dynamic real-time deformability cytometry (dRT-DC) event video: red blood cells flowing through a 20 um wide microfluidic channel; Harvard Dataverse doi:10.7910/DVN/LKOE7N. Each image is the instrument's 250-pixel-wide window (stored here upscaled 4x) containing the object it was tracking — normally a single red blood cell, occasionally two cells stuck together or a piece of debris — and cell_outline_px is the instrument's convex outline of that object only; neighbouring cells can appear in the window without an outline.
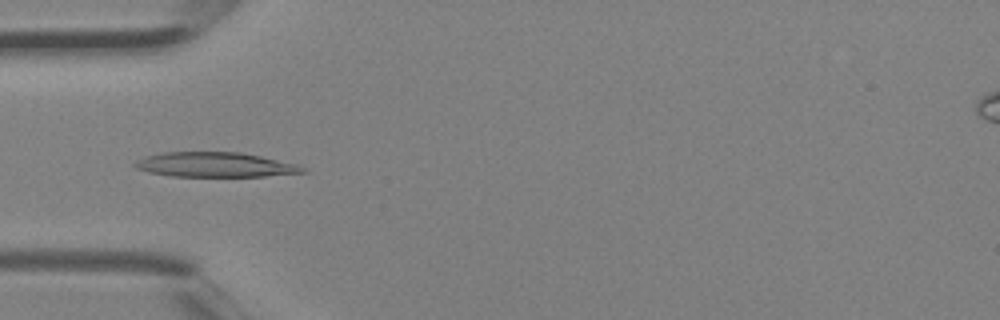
{"species": "Egyptian fruit bat (a non-hibernating species)", "species_latin": "Rousettus aegyptiacus", "temperature_condition": "room temperature", "stored_images_in_passage": 4, "camera_frame_rate_fps": 3000, "um_per_image_px": 0.085, "animal": {"sex": "female"}, "frame": {"image": 1, "passage_image": 4, "time_ms": 1.0, "image_size_px": [1000, 320], "cell_outline_px": [[308, 172], [264, 176], [172, 176], [148, 172], [136, 168], [132, 164], [136, 160], [144, 156], [164, 152], [240, 152], [260, 156], [296, 164], [304, 168]], "centroid_in_image_um": [18.23, 14.0], "position_along_channel_um": 66.8, "area_um2": 24.1}}